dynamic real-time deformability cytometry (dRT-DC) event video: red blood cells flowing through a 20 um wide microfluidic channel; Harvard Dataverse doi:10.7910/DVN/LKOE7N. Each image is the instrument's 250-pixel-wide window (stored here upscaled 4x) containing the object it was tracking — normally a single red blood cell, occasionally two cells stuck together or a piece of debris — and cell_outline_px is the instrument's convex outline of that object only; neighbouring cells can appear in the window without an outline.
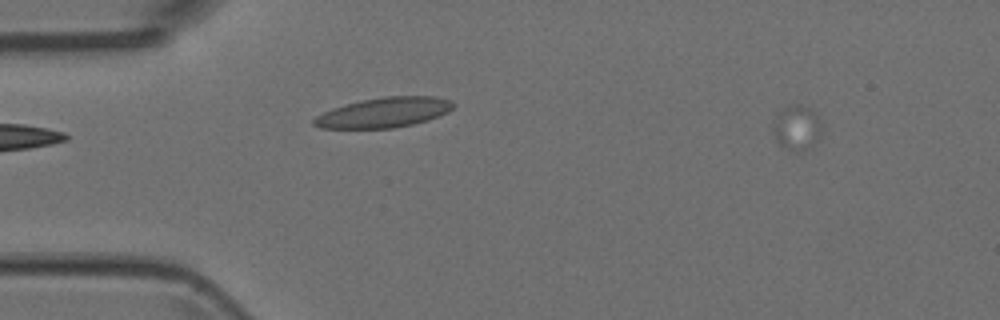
{"species": "Egyptian fruit bat (a non-hibernating species)", "species_latin": "Rousettus aegyptiacus", "temperature_condition": "room temperature", "stored_images_in_passage": 6, "camera_frame_rate_fps": 3000, "um_per_image_px": 0.085, "animal": {"sex": "female"}, "frame": {"image": 1, "passage_image": 2, "time_ms": 0.333, "image_size_px": [1000, 320], "cell_outline_px": [[820, 136], [812, 148], [800, 152], [780, 148], [772, 132], [772, 120], [784, 108], [796, 104], [800, 104], [808, 108], [820, 120]], "centroid_in_image_um": [67.68, 10.92], "position_along_channel_um": 17.3, "area_um2": 12.89}}